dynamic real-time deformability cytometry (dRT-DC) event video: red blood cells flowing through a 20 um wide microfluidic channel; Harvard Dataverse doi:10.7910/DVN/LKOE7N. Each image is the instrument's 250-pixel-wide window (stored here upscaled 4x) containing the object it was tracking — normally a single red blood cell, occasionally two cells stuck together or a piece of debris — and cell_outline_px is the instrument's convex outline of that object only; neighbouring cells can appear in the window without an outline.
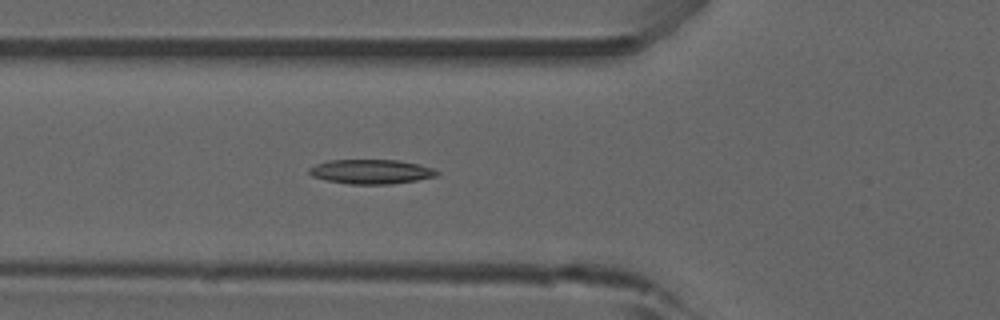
{"species": "common noctule bat (a hibernating species)", "species_latin": "Nyctalus noctula", "temperature_condition": "room temperature", "stored_images_in_passage": 22, "camera_frame_rate_fps": 3000, "um_per_image_px": 0.085, "animal": {"sex": "male", "forearm_length_mm": 52.5}, "frame": {"image": 1, "passage_image": 6, "time_ms": 1.667, "image_size_px": [1000, 320], "cell_outline_px": [[440, 172], [436, 176], [416, 180], [392, 184], [348, 184], [328, 180], [312, 176], [308, 172], [308, 168], [316, 164], [328, 160], [396, 160], [416, 164], [432, 168]], "centroid_in_image_um": [31.51, 14.59], "position_along_channel_um": 94.3, "area_um2": 18.03}}
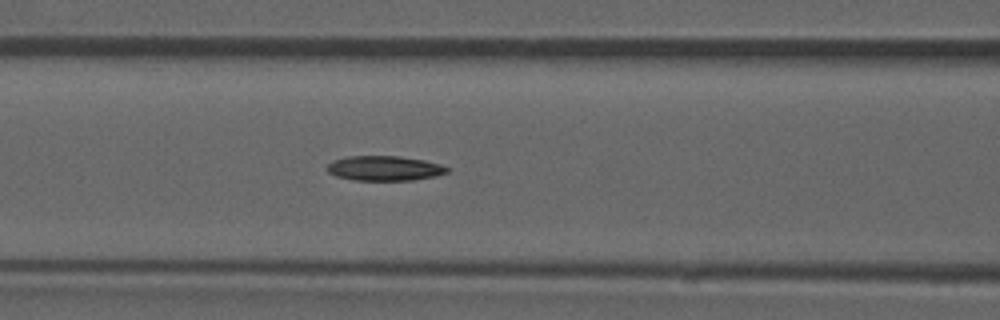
{"frame": {"image": 2, "passage_image": 9, "time_ms": 2.667, "image_size_px": [1000, 320], "cell_outline_px": [[452, 168], [448, 172], [436, 176], [412, 180], [352, 180], [336, 176], [328, 172], [324, 168], [328, 164], [336, 160], [348, 156], [400, 156], [424, 160], [440, 164]], "centroid_in_image_um": [32.7, 14.3], "position_along_channel_um": 133.9, "area_um2": 17.46}}